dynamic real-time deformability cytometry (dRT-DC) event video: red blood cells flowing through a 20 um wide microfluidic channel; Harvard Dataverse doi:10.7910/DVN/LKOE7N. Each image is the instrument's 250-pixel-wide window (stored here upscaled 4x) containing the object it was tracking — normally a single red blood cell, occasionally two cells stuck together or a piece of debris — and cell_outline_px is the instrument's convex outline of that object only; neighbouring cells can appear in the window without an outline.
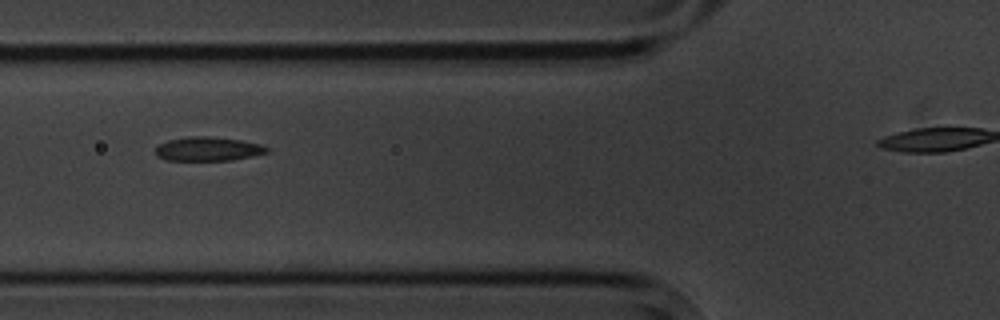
{"species": "common noctule bat (a hibernating species)", "species_latin": "Nyctalus noctula", "temperature_condition": "cold", "stored_images_in_passage": 5, "segment_of_instrument_passage": [1, 2], "camera_frame_rate_fps": 3000, "um_per_image_px": 0.085, "animal": {"sex": "male", "body_mass_g": 20.1, "forearm_length_mm": 53.5}, "frame": {"image": 1, "passage_image": 4, "time_ms": 3.333, "image_size_px": [1000, 320], "cell_outline_px": [[268, 152], [252, 156], [232, 160], [164, 160], [156, 156], [156, 148], [160, 144], [168, 140], [188, 136], [212, 136], [240, 140], [260, 144], [268, 148]], "centroid_in_image_um": [17.66, 12.65], "position_along_channel_um": 108.1, "area_um2": 15.55}}